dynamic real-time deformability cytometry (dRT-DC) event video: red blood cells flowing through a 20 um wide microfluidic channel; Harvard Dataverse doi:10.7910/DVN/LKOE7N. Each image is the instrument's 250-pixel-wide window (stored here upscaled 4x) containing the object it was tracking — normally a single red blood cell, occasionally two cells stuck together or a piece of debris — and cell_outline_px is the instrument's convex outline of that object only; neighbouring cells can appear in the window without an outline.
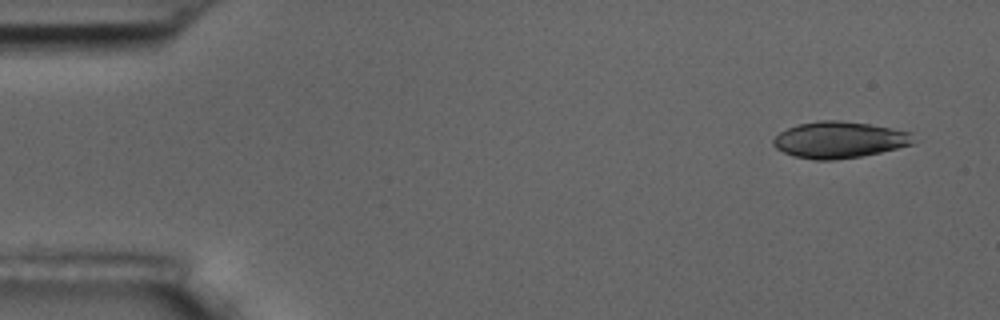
{"species": "common noctule bat (a hibernating species)", "species_latin": "Nyctalus noctula", "temperature_condition": "room temperature", "stored_images_in_passage": 5, "camera_frame_rate_fps": 3000, "um_per_image_px": 0.085, "animal": {"sex": "male", "body_mass_g": 17.5, "forearm_length_mm": 52.3}, "frame": {"image": 1, "passage_image": 1, "time_ms": 0.0, "image_size_px": [1000, 320], "cell_outline_px": [[916, 144], [880, 152], [860, 156], [832, 160], [816, 160], [792, 156], [776, 148], [772, 144], [772, 140], [780, 132], [796, 124], [820, 120], [840, 120], [868, 124], [912, 132]], "centroid_in_image_um": [71.34, 11.88], "position_along_channel_um": 13.7, "area_um2": 29.88}}
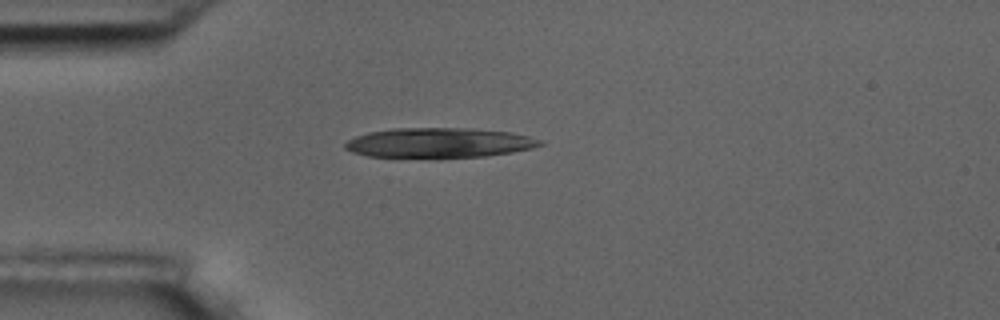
{"frame": {"image": 2, "passage_image": 4, "time_ms": 3.667, "image_size_px": [1000, 320], "cell_outline_px": [[544, 144], [532, 148], [512, 152], [484, 156], [368, 156], [352, 152], [344, 148], [344, 144], [348, 140], [356, 136], [368, 132], [392, 128], [472, 128], [512, 132], [544, 140]], "centroid_in_image_um": [37.35, 12.11], "position_along_channel_um": 47.6, "area_um2": 33.47}}